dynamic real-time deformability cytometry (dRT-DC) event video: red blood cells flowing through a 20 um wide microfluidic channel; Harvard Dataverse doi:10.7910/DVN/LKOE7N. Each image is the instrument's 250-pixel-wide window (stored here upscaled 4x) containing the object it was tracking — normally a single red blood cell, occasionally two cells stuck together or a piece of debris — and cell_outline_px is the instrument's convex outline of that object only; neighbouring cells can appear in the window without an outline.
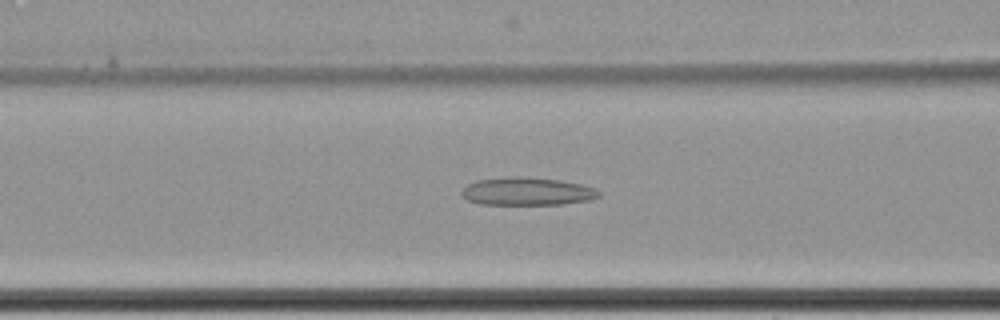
{"species": "common noctule bat (a hibernating species)", "species_latin": "Nyctalus noctula", "temperature_condition": "cold", "stored_images_in_passage": 31, "camera_frame_rate_fps": 3000, "um_per_image_px": 0.085, "animal": {"sex": "female", "body_mass_g": 22.7, "forearm_length_mm": 54.2}, "frame": {"image": 1, "passage_image": 5, "time_ms": 1.333, "image_size_px": [1000, 320], "cell_outline_px": [[600, 196], [592, 200], [564, 204], [480, 204], [468, 200], [460, 192], [468, 184], [476, 180], [508, 176], [520, 176], [560, 180], [580, 184], [592, 188], [600, 192]], "centroid_in_image_um": [44.8, 16.26], "position_along_channel_um": 121.8, "area_um2": 22.31}}
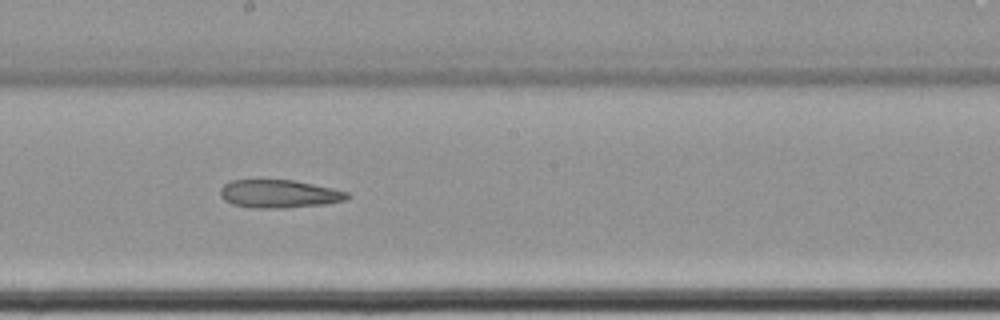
{"frame": {"image": 2, "passage_image": 14, "time_ms": 4.333, "image_size_px": [1000, 320], "cell_outline_px": [[352, 196], [348, 200], [324, 204], [284, 208], [248, 208], [232, 204], [224, 200], [220, 196], [220, 188], [224, 184], [232, 180], [292, 180], [332, 188], [348, 192]], "centroid_in_image_um": [23.72, 16.49], "position_along_channel_um": 224.5, "area_um2": 20.92}}
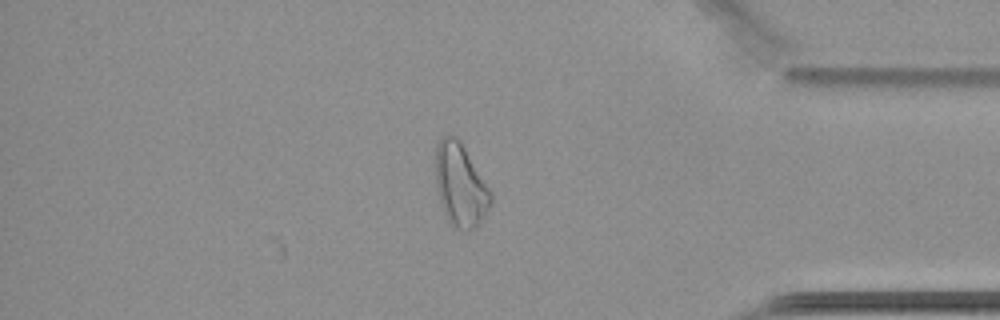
{"frame": {"image": 3, "passage_image": 31, "time_ms": 10.0, "image_size_px": [1000, 320], "cell_outline_px": [[492, 200], [488, 208], [480, 220], [468, 232], [464, 232], [452, 228], [444, 212], [436, 188], [436, 144], [444, 136], [452, 136], [464, 148], [492, 192]], "centroid_in_image_um": [39.12, 15.79], "position_along_channel_um": 396.1, "area_um2": 26.13}}